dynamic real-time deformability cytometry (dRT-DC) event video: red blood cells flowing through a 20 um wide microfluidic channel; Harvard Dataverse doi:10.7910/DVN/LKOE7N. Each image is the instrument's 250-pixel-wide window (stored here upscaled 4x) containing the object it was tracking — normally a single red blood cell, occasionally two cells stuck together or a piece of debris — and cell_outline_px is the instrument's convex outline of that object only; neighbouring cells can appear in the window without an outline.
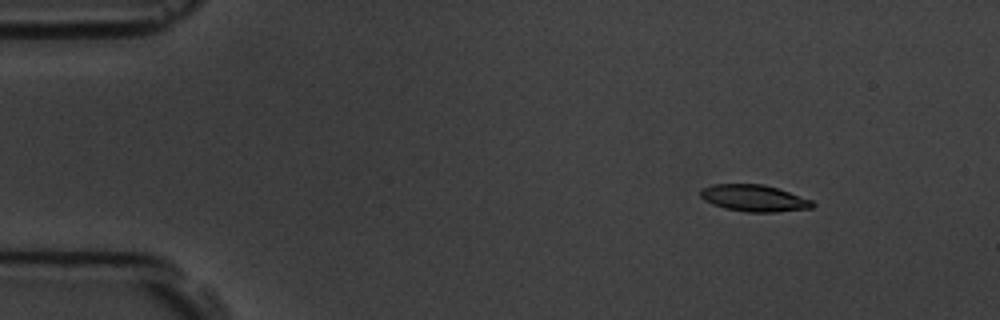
{"species": "common noctule bat (a hibernating species)", "species_latin": "Nyctalus noctula", "temperature_condition": "room temperature", "stored_images_in_passage": 5, "camera_frame_rate_fps": 3000, "um_per_image_px": 0.085, "animal": {"sex": "male", "body_mass_g": 19.5, "forearm_length_mm": 54.6}, "frame": {"image": 1, "passage_image": 2, "time_ms": 2.0, "image_size_px": [1000, 320], "cell_outline_px": [[816, 204], [812, 208], [776, 212], [748, 212], [724, 208], [712, 204], [704, 200], [700, 196], [700, 188], [712, 184], [764, 184], [812, 200]], "centroid_in_image_um": [64.07, 16.84], "position_along_channel_um": 20.9, "area_um2": 17.46}}
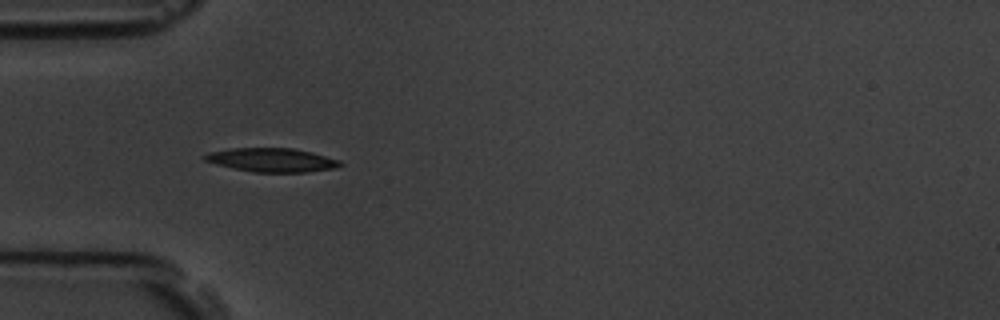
{"frame": {"image": 2, "passage_image": 4, "time_ms": 5.333, "image_size_px": [1000, 320], "cell_outline_px": [[344, 164], [336, 168], [304, 172], [252, 172], [232, 168], [216, 164], [204, 160], [200, 156], [208, 152], [232, 148], [292, 148], [312, 152], [340, 160]], "centroid_in_image_um": [23.08, 13.6], "position_along_channel_um": 61.9, "area_um2": 18.9}}
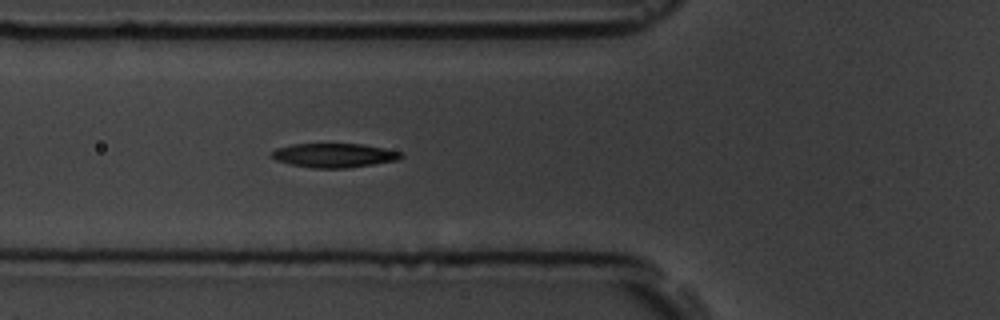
{"frame": {"image": 3, "passage_image": 5, "time_ms": 6.333, "image_size_px": [1000, 320], "cell_outline_px": [[404, 156], [396, 160], [348, 168], [312, 168], [288, 164], [276, 160], [268, 156], [276, 148], [292, 144], [364, 144], [404, 152]], "centroid_in_image_um": [28.38, 13.2], "position_along_channel_um": 97.4, "area_um2": 18.32}}